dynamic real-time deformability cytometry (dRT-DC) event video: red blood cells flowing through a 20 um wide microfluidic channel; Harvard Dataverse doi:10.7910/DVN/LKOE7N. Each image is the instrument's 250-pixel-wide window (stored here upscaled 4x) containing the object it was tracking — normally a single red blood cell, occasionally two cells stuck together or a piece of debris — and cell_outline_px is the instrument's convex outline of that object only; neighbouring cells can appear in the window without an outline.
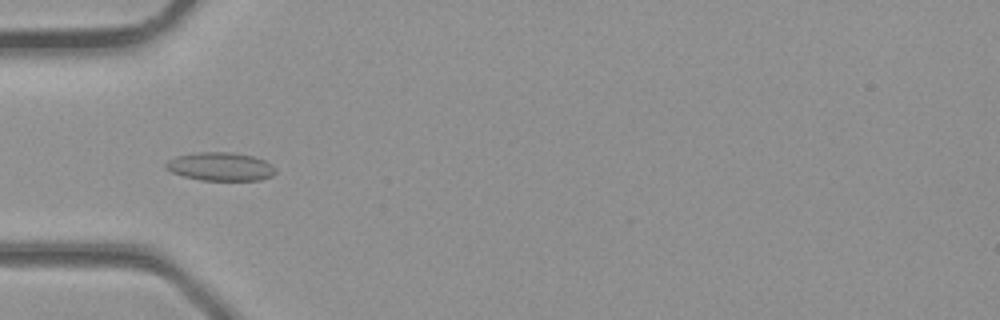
{"species": "common noctule bat (a hibernating species)", "species_latin": "Nyctalus noctula", "temperature_condition": "room temperature", "stored_images_in_passage": 4, "camera_frame_rate_fps": 3000, "um_per_image_px": 0.085, "animal": {"sex": "male", "body_mass_g": 23.1, "forearm_length_mm": 52.7}, "frame": {"image": 1, "passage_image": 4, "time_ms": 1.0, "image_size_px": [1000, 320], "cell_outline_px": [[276, 172], [272, 176], [260, 180], [200, 180], [184, 176], [172, 172], [164, 168], [164, 164], [168, 160], [176, 156], [200, 152], [232, 152], [252, 156], [264, 160], [272, 164], [276, 168]], "centroid_in_image_um": [18.74, 14.16], "position_along_channel_um": 66.3, "area_um2": 18.21}}